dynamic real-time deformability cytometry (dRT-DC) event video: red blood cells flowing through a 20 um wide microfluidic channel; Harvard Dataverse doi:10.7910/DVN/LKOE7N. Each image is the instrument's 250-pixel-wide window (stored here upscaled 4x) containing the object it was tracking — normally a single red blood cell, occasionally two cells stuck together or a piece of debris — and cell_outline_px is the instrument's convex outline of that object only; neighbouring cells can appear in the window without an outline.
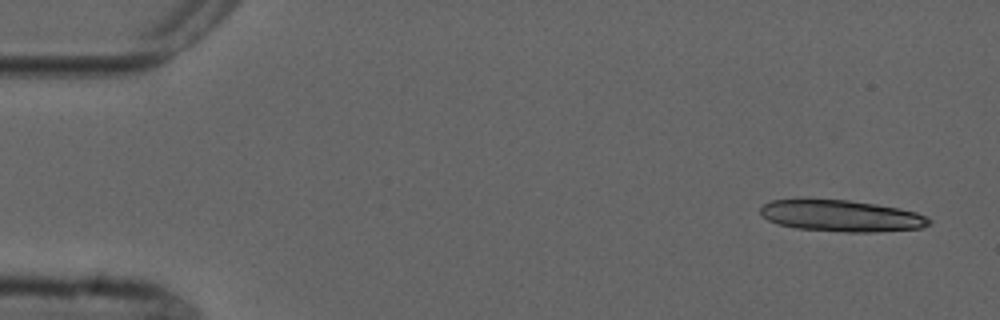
{"species": "common noctule bat (a hibernating species)", "species_latin": "Nyctalus noctula", "temperature_condition": "cold", "stored_images_in_passage": 9, "camera_frame_rate_fps": 3000, "um_per_image_px": 0.085, "animal": {"sex": "male", "forearm_length_mm": 52.5}, "frame": {"image": 1, "passage_image": 1, "time_ms": 0.0, "image_size_px": [1000, 320], "cell_outline_px": [[932, 224], [920, 228], [872, 232], [844, 232], [796, 228], [780, 224], [768, 220], [760, 212], [760, 208], [764, 204], [772, 200], [796, 196], [848, 200], [876, 204], [900, 208], [916, 212], [932, 220]], "centroid_in_image_um": [71.45, 18.3], "position_along_channel_um": 13.5, "area_um2": 31.73}}
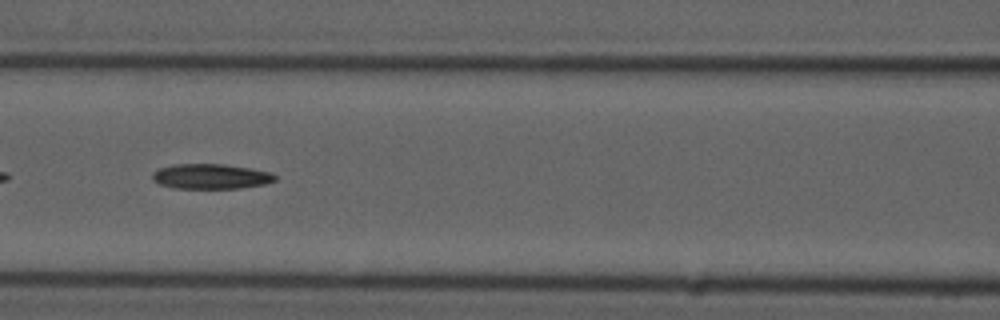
{"frame": {"image": 2, "passage_image": 7, "time_ms": 7.0, "image_size_px": [1000, 320], "cell_outline_px": [[276, 180], [264, 184], [240, 188], [172, 188], [160, 184], [152, 180], [152, 172], [160, 168], [176, 164], [224, 164], [272, 172], [276, 176]], "centroid_in_image_um": [17.91, 14.99], "position_along_channel_um": 148.7, "area_um2": 17.86}}
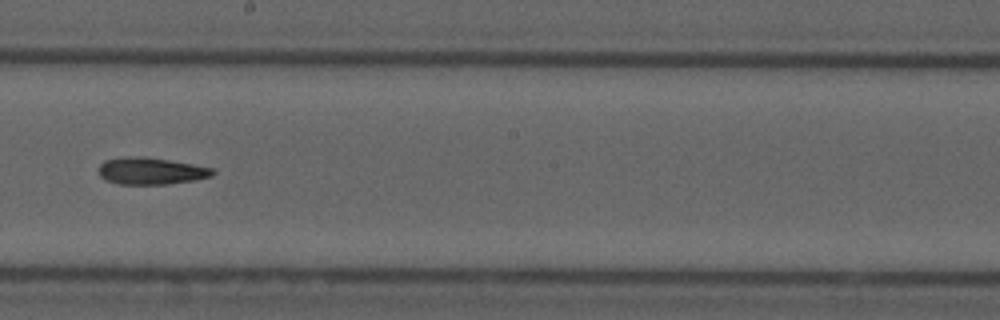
{"frame": {"image": 3, "passage_image": 9, "time_ms": 9.333, "image_size_px": [1000, 320], "cell_outline_px": [[216, 172], [212, 176], [196, 180], [164, 184], [120, 184], [104, 180], [100, 176], [100, 164], [104, 160], [124, 156], [144, 156], [192, 164], [212, 168]], "centroid_in_image_um": [12.82, 14.53], "position_along_channel_um": 235.4, "area_um2": 17.92}}